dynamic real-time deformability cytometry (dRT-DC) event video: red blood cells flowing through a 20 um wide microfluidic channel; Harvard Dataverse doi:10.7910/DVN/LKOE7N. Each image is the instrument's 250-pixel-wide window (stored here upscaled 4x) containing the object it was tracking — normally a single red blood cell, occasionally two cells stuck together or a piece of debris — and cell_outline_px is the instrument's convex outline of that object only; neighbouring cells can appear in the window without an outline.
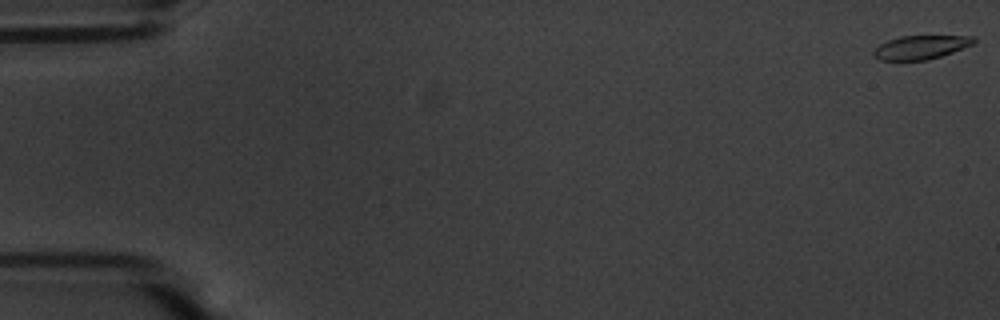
{"species": "common noctule bat (a hibernating species)", "species_latin": "Nyctalus noctula", "temperature_condition": "warm", "stored_images_in_passage": 57, "camera_frame_rate_fps": 3000, "um_per_image_px": 0.085, "animal": {"sex": "male", "body_mass_g": 20.1, "forearm_length_mm": 53.5}, "frame": {"image": 1, "passage_image": 1, "time_ms": 0.0, "image_size_px": [1000, 320], "cell_outline_px": [[976, 40], [972, 44], [952, 52], [928, 60], [880, 60], [872, 56], [872, 52], [880, 44], [888, 40], [900, 36], [972, 36]], "centroid_in_image_um": [78.22, 4.02], "position_along_channel_um": 6.8, "area_um2": 13.7}}
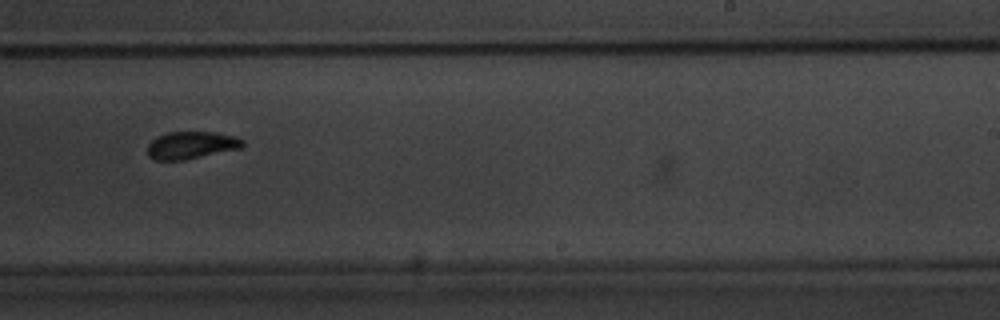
{"frame": {"image": 2, "passage_image": 36, "time_ms": 11.667, "image_size_px": [1000, 320], "cell_outline_px": [[244, 144], [240, 148], [184, 160], [156, 160], [148, 156], [148, 144], [156, 136], [168, 132], [216, 132], [236, 136], [244, 140]], "centroid_in_image_um": [16.25, 12.33], "position_along_channel_um": 272.7, "area_um2": 15.2}}
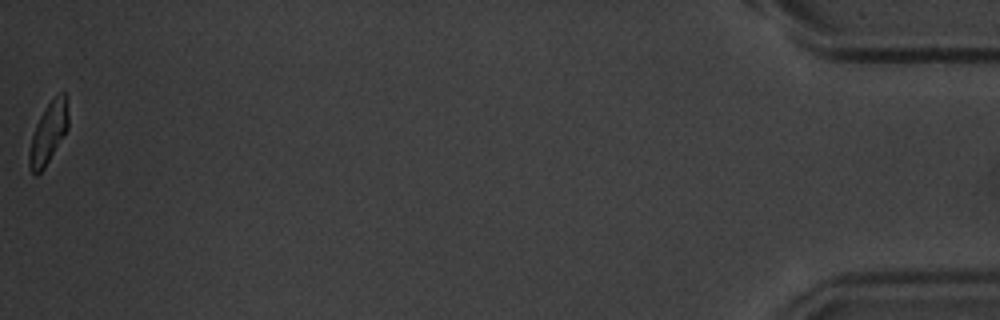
{"frame": {"image": 3, "passage_image": 57, "time_ms": 18.667, "image_size_px": [1000, 320], "cell_outline_px": [[68, 128], [44, 168], [36, 176], [28, 168], [28, 152], [32, 136], [36, 124], [44, 108], [60, 92], [64, 92], [68, 96]], "centroid_in_image_um": [4.11, 11.29], "position_along_channel_um": 431.1, "area_um2": 13.99}, "authors_computed_cell_mechanics": {"area_um2": 15.2014, "velocity_mm_per_s": 3.6107, "shape_relaxation_time_tau1_ms": 2.4853, "shape_relaxation_time_tau2_ms": 1.4878, "deformation_change_tau1": 0.1403, "deformation_change_tau2": 0.0668}}